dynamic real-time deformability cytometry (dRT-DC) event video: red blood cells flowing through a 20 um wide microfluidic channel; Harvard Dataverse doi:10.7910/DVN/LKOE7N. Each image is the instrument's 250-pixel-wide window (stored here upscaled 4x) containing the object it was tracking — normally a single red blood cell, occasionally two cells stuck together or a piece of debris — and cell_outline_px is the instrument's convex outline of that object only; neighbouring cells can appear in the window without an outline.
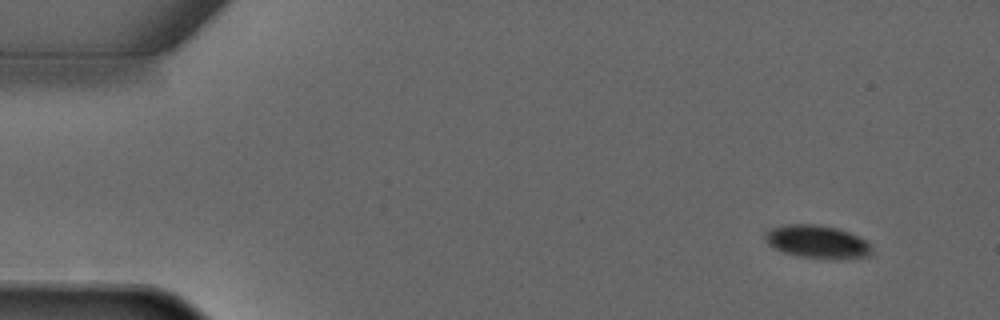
{"species": "common noctule bat (a hibernating species)", "species_latin": "Nyctalus noctula", "temperature_condition": "warm", "stored_images_in_passage": 4, "camera_frame_rate_fps": 3000, "um_per_image_px": 0.085, "animal": {"sex": "male", "forearm_length_mm": 52.5}, "frame": {"image": 1, "passage_image": 1, "time_ms": 0.0, "image_size_px": [1000, 320], "cell_outline_px": [[872, 256], [840, 260], [828, 260], [800, 256], [784, 252], [772, 248], [764, 240], [764, 232], [768, 228], [788, 224], [812, 224], [836, 228], [848, 232], [868, 240], [872, 248]], "centroid_in_image_um": [69.48, 20.57], "position_along_channel_um": 15.5, "area_um2": 21.1}}
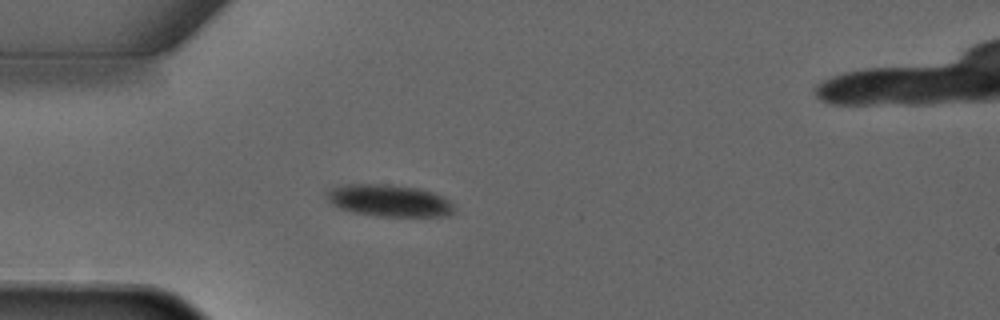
{"frame": {"image": 2, "passage_image": 3, "time_ms": 3.0, "image_size_px": [1000, 320], "cell_outline_px": [[452, 212], [448, 216], [380, 216], [356, 212], [340, 208], [332, 204], [328, 200], [324, 192], [332, 188], [348, 184], [380, 184], [416, 188], [432, 192], [448, 200], [452, 204]], "centroid_in_image_um": [33.04, 17.05], "position_along_channel_um": 52.0, "area_um2": 23.24}}